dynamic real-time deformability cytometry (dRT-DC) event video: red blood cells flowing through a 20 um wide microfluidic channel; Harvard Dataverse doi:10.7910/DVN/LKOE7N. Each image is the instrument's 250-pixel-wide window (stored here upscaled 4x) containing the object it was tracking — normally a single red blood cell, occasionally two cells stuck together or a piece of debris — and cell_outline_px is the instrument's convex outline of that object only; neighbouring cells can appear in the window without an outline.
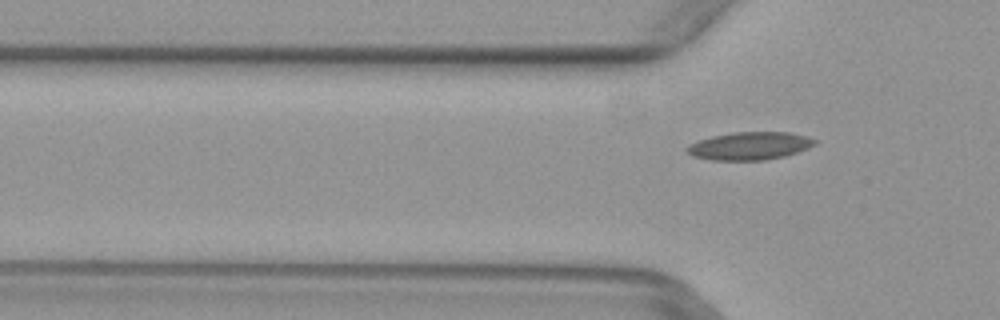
{"species": "common noctule bat (a hibernating species)", "species_latin": "Nyctalus noctula", "temperature_condition": "warm", "stored_images_in_passage": 6, "camera_frame_rate_fps": 3000, "um_per_image_px": 0.085, "animal": {"sex": "female", "body_mass_g": 29.2, "forearm_length_mm": 56.3}, "frame": {"image": 1, "passage_image": 6, "time_ms": 1.667, "image_size_px": [1000, 320], "cell_outline_px": [[816, 144], [808, 148], [784, 156], [764, 160], [712, 160], [692, 156], [684, 148], [688, 144], [696, 140], [712, 136], [732, 132], [788, 132], [804, 136], [816, 140]], "centroid_in_image_um": [63.66, 12.4], "position_along_channel_um": 62.1, "area_um2": 20.75}}